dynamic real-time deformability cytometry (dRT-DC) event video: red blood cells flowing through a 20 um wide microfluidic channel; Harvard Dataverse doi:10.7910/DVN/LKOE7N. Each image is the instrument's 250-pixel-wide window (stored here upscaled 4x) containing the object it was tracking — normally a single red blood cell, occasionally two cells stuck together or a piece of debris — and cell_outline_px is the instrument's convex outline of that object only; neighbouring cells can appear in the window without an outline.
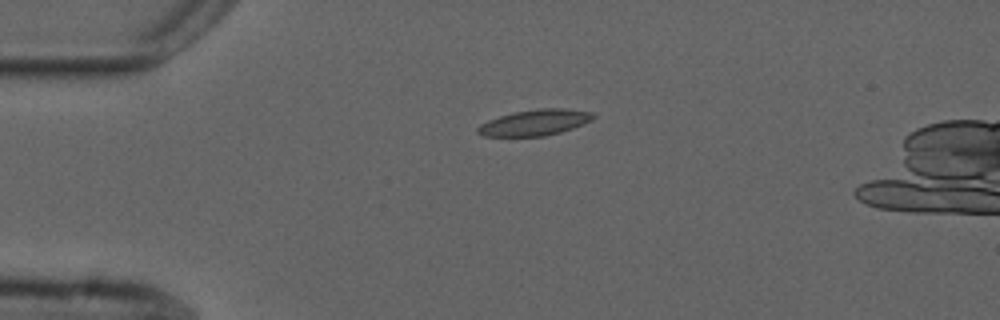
{"species": "common noctule bat (a hibernating species)", "species_latin": "Nyctalus noctula", "temperature_condition": "cold", "stored_images_in_passage": 3, "camera_frame_rate_fps": 3000, "um_per_image_px": 0.085, "animal": {"sex": "male", "forearm_length_mm": 52.5}, "frame": {"image": 1, "passage_image": 1, "time_ms": 0.0, "image_size_px": [1000, 320], "cell_outline_px": [[596, 116], [592, 120], [584, 124], [560, 132], [544, 136], [484, 136], [476, 132], [476, 128], [480, 124], [488, 120], [500, 116], [516, 112], [540, 108], [564, 108], [592, 112]], "centroid_in_image_um": [45.47, 10.41], "position_along_channel_um": 39.5, "area_um2": 17.4}}